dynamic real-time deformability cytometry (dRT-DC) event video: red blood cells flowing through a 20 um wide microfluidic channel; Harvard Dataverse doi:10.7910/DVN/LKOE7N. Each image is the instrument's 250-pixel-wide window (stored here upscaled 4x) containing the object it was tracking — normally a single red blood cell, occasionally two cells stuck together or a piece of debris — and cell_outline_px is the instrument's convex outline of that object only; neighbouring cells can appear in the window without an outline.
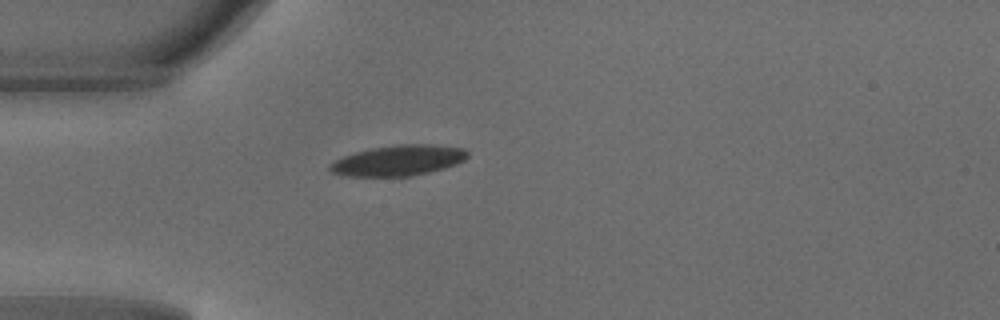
{"species": "common noctule bat (a hibernating species)", "species_latin": "Nyctalus noctula", "temperature_condition": "warm", "stored_images_in_passage": 27, "camera_frame_rate_fps": 3000, "um_per_image_px": 0.085, "animal": {"sex": "male", "body_mass_g": 18.8}, "frame": {"image": 1, "passage_image": 1, "time_ms": 0.0, "image_size_px": [1000, 320], "cell_outline_px": [[468, 156], [464, 160], [456, 164], [444, 168], [412, 176], [348, 176], [332, 172], [328, 168], [328, 164], [344, 156], [356, 152], [372, 148], [396, 144], [436, 144], [464, 148], [468, 152]], "centroid_in_image_um": [33.88, 13.63], "position_along_channel_um": 51.1, "area_um2": 24.51}}
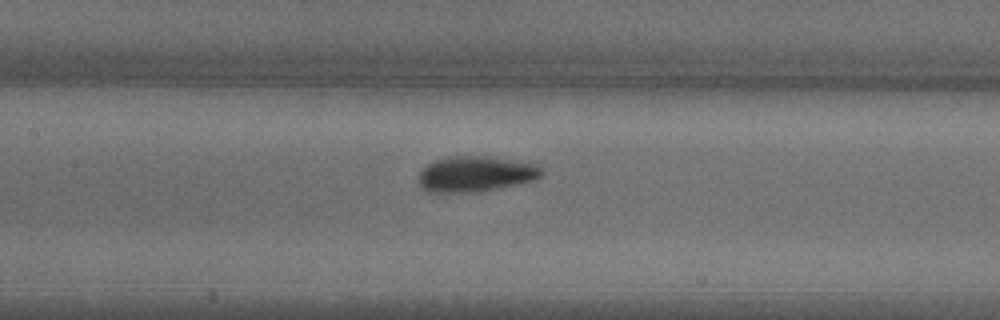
{"frame": {"image": 2, "passage_image": 10, "time_ms": 3.0, "image_size_px": [1000, 320], "cell_outline_px": [[540, 176], [536, 180], [480, 192], [424, 192], [420, 188], [416, 180], [420, 172], [432, 160], [448, 156], [480, 156], [540, 164]], "centroid_in_image_um": [40.35, 14.8], "position_along_channel_um": 167.1, "area_um2": 25.72}}
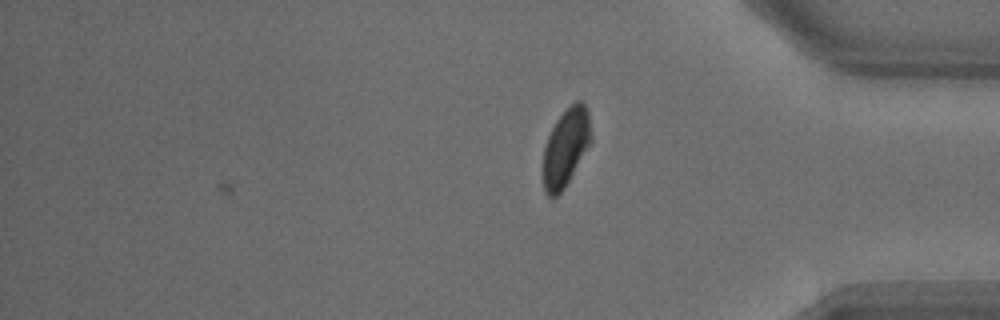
{"frame": {"image": 3, "passage_image": 27, "time_ms": 8.667, "image_size_px": [1000, 320], "cell_outline_px": [[592, 140], [564, 188], [552, 200], [544, 192], [540, 172], [544, 148], [548, 136], [556, 120], [576, 100], [580, 100], [588, 108], [592, 136]], "centroid_in_image_um": [48.05, 12.58], "position_along_channel_um": 387.1, "area_um2": 22.14}, "authors_computed_cell_mechanics": {"area_um2": 24.565, "velocity_mm_per_s": 4.1577, "shape_relaxation_time_tau1_ms": 2.7481, "shape_relaxation_time_tau2_ms": 0.5806, "deformation_change_tau1": 0.1161, "deformation_change_tau2": 0.0398}}